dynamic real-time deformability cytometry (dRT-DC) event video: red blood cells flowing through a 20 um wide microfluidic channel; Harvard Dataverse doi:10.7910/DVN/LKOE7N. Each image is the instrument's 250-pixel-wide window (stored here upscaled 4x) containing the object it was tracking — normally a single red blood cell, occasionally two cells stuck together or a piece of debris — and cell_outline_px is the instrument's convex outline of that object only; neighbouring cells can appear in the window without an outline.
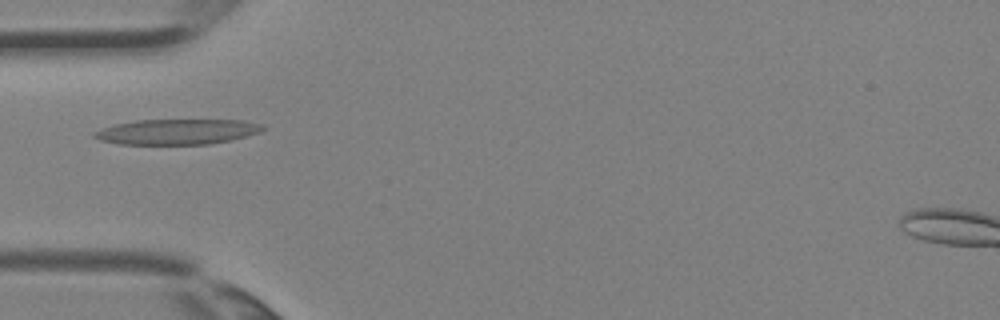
{"species": "Egyptian fruit bat (a non-hibernating species)", "species_latin": "Rousettus aegyptiacus", "temperature_condition": "room temperature", "stored_images_in_passage": 3, "camera_frame_rate_fps": 3000, "um_per_image_px": 0.085, "animal": {"sex": "female"}, "frame": {"image": 1, "passage_image": 3, "time_ms": 0.667, "image_size_px": [1000, 320], "cell_outline_px": [[264, 128], [260, 132], [232, 140], [208, 144], [120, 144], [100, 140], [92, 136], [92, 132], [100, 128], [116, 124], [136, 120], [244, 120], [264, 124]], "centroid_in_image_um": [15.05, 11.19], "position_along_channel_um": 70.0, "area_um2": 24.97}}